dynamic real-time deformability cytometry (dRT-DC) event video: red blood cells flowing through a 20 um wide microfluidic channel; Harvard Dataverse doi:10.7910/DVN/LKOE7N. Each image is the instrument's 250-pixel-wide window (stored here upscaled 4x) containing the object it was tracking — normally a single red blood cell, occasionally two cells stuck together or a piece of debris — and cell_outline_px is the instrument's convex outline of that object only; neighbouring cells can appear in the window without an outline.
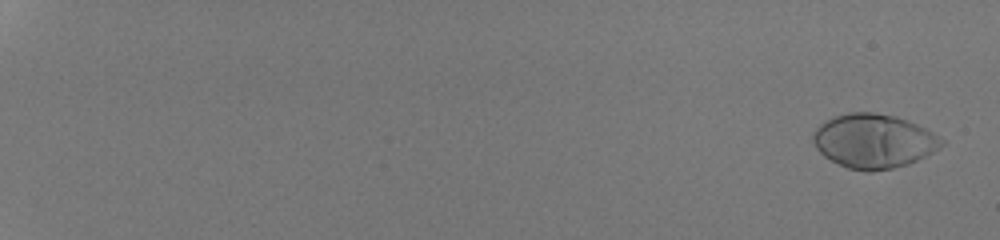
{"species": "human", "species_latin": "Homo sapiens", "temperature_condition": "room temperature", "stored_images_in_passage": 53, "camera_frame_rate_fps": 3000, "um_per_image_px": 0.085, "donor": {"sex": "male"}, "frame": {"image": 1, "passage_image": 2, "time_ms": 0.333, "image_size_px": [1000, 240], "cell_outline_px": [[944, 144], [940, 148], [908, 164], [892, 168], [872, 172], [868, 172], [848, 168], [824, 156], [816, 148], [812, 140], [812, 132], [820, 124], [832, 116], [848, 112], [872, 112], [896, 116], [908, 120], [932, 132], [944, 140]], "centroid_in_image_um": [74.24, 11.98], "position_along_channel_um": 10.8, "area_um2": 40.58}}
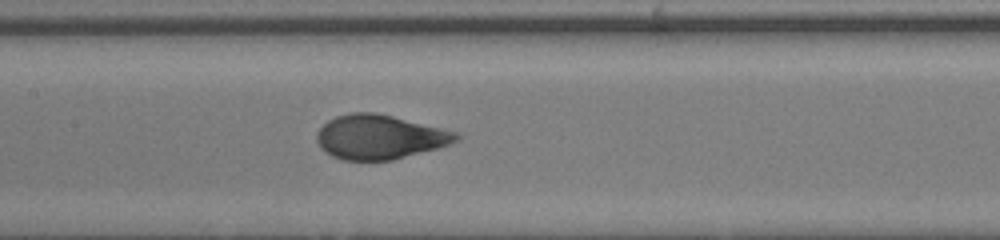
{"frame": {"image": 2, "passage_image": 31, "time_ms": 10.0, "image_size_px": [1000, 240], "cell_outline_px": [[460, 140], [436, 148], [392, 160], [340, 160], [324, 152], [320, 148], [316, 140], [316, 132], [328, 120], [336, 116], [352, 112], [376, 112], [460, 132]], "centroid_in_image_um": [32.25, 11.64], "position_along_channel_um": 175.1, "area_um2": 36.18}}
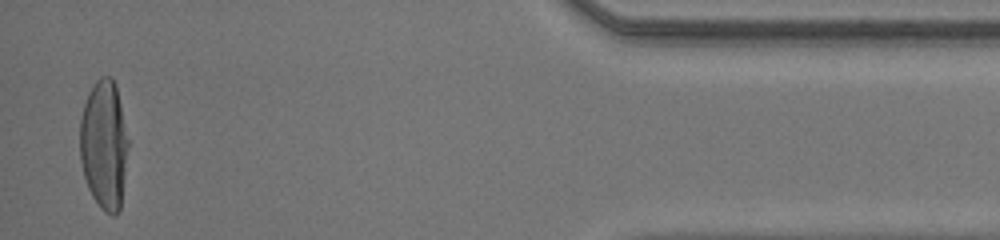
{"frame": {"image": 3, "passage_image": 52, "time_ms": 17.0, "image_size_px": [1000, 240], "cell_outline_px": [[128, 148], [120, 208], [116, 216], [112, 216], [104, 212], [100, 208], [92, 196], [88, 188], [84, 176], [80, 160], [80, 120], [84, 104], [88, 92], [96, 80], [100, 76], [108, 76], [116, 84], [128, 140]], "centroid_in_image_um": [8.83, 12.32], "position_along_channel_um": 426.4, "area_um2": 36.41}, "authors_computed_cell_mechanics": {"area_um2": 36.9342, "velocity_mm_per_s": 4.3363, "shape_relaxation_time_tau1_ms": 3.4746, "shape_relaxation_time_tau2_ms": null, "deformation_change_tau1": 0.2081, "deformation_change_tau2": null}}